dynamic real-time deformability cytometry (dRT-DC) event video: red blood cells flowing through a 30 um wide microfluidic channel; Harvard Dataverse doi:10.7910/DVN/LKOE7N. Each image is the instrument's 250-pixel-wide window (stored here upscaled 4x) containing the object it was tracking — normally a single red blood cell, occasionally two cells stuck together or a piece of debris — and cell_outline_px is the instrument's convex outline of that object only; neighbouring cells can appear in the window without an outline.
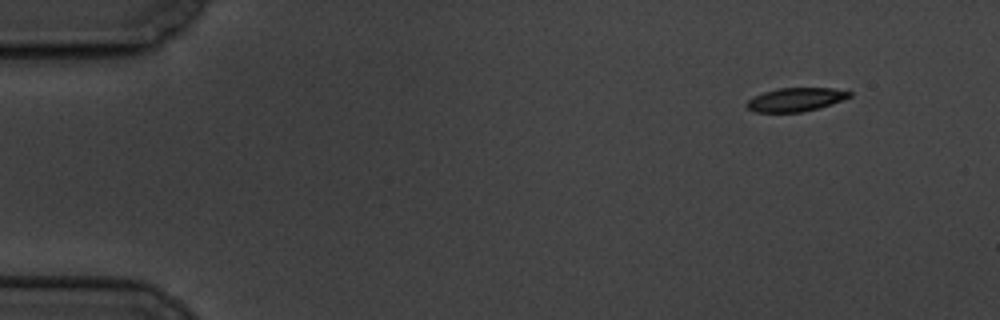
{"species": "common noctule bat (a hibernating species)", "species_latin": "Nyctalus noctula", "temperature_condition": "cold", "stored_images_in_passage": 5, "camera_frame_rate_fps": 3000, "um_per_image_px": 0.085, "animal": {"sex": "male", "body_mass_g": 19.5, "forearm_length_mm": 54.6}, "frame": {"image": 1, "passage_image": 1, "time_ms": 0.0, "image_size_px": [1000, 320], "cell_outline_px": [[852, 96], [832, 104], [820, 108], [804, 112], [756, 112], [748, 108], [744, 104], [752, 96], [776, 88], [832, 88], [852, 92]], "centroid_in_image_um": [67.62, 8.46], "position_along_channel_um": 17.4, "area_um2": 14.28}}
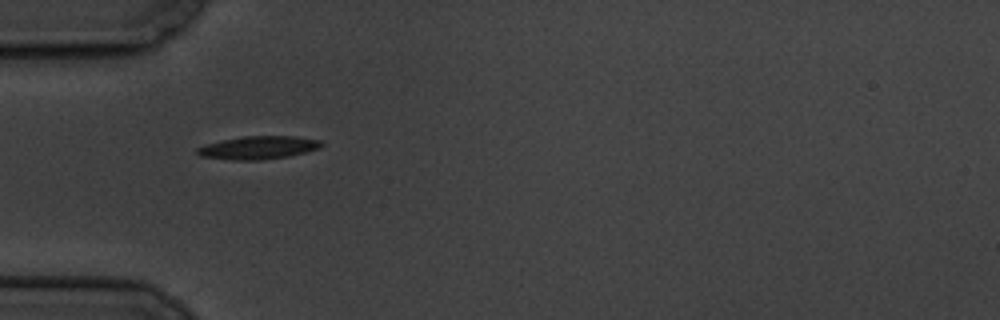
{"frame": {"image": 2, "passage_image": 4, "time_ms": 4.333, "image_size_px": [1000, 320], "cell_outline_px": [[324, 144], [320, 148], [288, 156], [260, 160], [232, 160], [200, 156], [196, 152], [196, 148], [220, 140], [244, 136], [296, 136], [320, 140]], "centroid_in_image_um": [21.96, 12.54], "position_along_channel_um": 63.0, "area_um2": 16.65}}
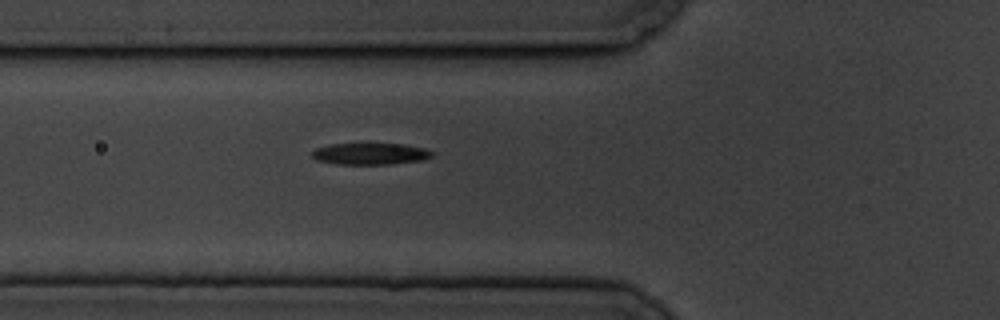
{"frame": {"image": 3, "passage_image": 5, "time_ms": 5.333, "image_size_px": [1000, 320], "cell_outline_px": [[436, 152], [432, 156], [424, 160], [392, 164], [336, 164], [316, 160], [312, 156], [312, 152], [316, 148], [328, 144], [404, 144], [424, 148]], "centroid_in_image_um": [31.5, 13.07], "position_along_channel_um": 94.3, "area_um2": 15.2}}